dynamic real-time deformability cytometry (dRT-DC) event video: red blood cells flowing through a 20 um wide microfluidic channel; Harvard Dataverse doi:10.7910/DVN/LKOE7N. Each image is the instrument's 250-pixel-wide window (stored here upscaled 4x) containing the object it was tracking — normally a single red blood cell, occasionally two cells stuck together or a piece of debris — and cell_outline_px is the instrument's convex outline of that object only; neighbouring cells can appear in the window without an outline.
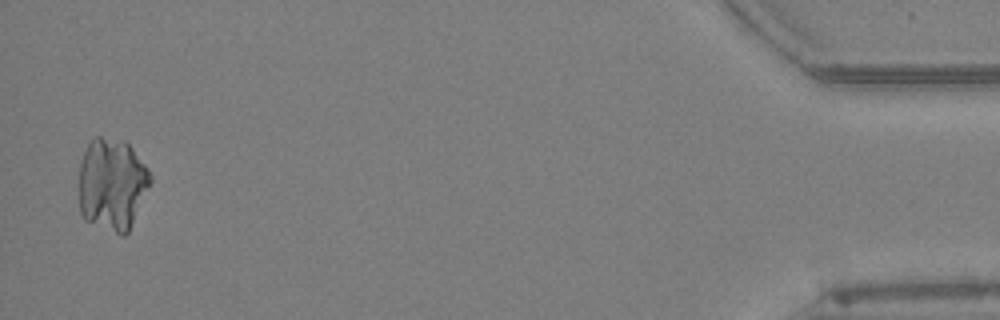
{"species": "Egyptian fruit bat (a non-hibernating species)", "species_latin": "Rousettus aegyptiacus", "temperature_condition": "warm", "stored_images_in_passage": 55, "camera_frame_rate_fps": 3000, "um_per_image_px": 0.085, "animal": {"sex": "female"}, "frame": {"image": 1, "passage_image": 54, "time_ms": 17.667, "image_size_px": [1000, 320], "cell_outline_px": [[152, 180], [128, 232], [124, 236], [120, 236], [84, 220], [80, 212], [80, 164], [84, 152], [88, 144], [96, 136], [100, 136], [124, 140], [132, 148], [148, 168], [152, 176]], "centroid_in_image_um": [9.53, 15.67], "position_along_channel_um": 425.7, "area_um2": 38.49}}